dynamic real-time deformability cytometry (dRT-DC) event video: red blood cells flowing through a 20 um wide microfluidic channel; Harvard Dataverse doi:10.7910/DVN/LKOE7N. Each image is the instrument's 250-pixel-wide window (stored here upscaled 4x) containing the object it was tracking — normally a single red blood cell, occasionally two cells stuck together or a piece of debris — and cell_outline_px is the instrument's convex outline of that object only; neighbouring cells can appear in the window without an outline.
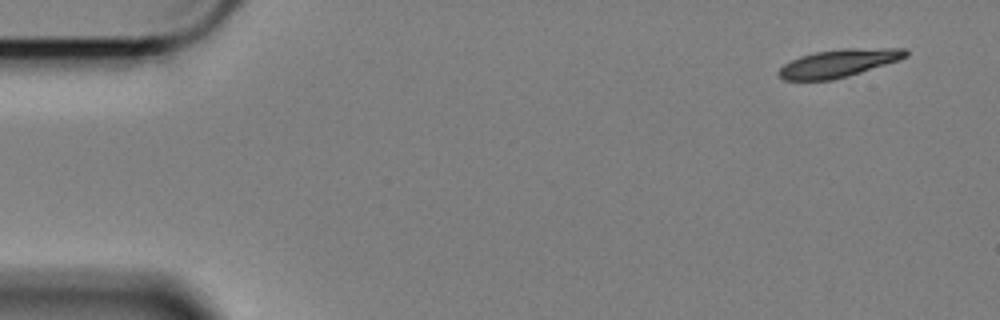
{"species": "Egyptian fruit bat (a non-hibernating species)", "species_latin": "Rousettus aegyptiacus", "temperature_condition": "cold", "stored_images_in_passage": 10, "camera_frame_rate_fps": 3000, "um_per_image_px": 0.085, "animal": {"sex": "female"}, "frame": {"image": 1, "passage_image": 1, "time_ms": 0.0, "image_size_px": [1000, 320], "cell_outline_px": [[908, 56], [900, 60], [860, 72], [832, 80], [784, 80], [776, 76], [776, 72], [784, 64], [800, 56], [816, 52], [844, 48], [908, 48]], "centroid_in_image_um": [71.28, 5.36], "position_along_channel_um": 13.7, "area_um2": 20.63}}